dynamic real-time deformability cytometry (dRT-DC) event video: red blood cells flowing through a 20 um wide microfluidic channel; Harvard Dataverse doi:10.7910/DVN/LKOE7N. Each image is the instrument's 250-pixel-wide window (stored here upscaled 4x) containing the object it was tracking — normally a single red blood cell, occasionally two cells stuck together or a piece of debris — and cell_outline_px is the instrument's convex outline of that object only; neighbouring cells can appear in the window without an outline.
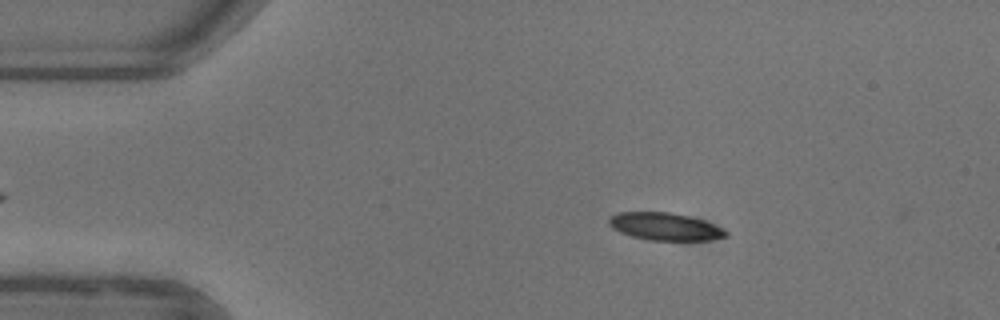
{"species": "common noctule bat (a hibernating species)", "species_latin": "Nyctalus noctula", "temperature_condition": "warm", "stored_images_in_passage": 51, "camera_frame_rate_fps": 3000, "um_per_image_px": 0.085, "animal": {"sex": "female"}, "frame": {"image": 1, "passage_image": 8, "time_ms": 2.333, "image_size_px": [1000, 320], "cell_outline_px": [[728, 236], [708, 240], [648, 240], [632, 236], [620, 232], [612, 228], [608, 224], [608, 220], [612, 216], [620, 212], [672, 212], [704, 220], [724, 228], [728, 232]], "centroid_in_image_um": [56.55, 19.25], "position_along_channel_um": 28.5, "area_um2": 18.79}}
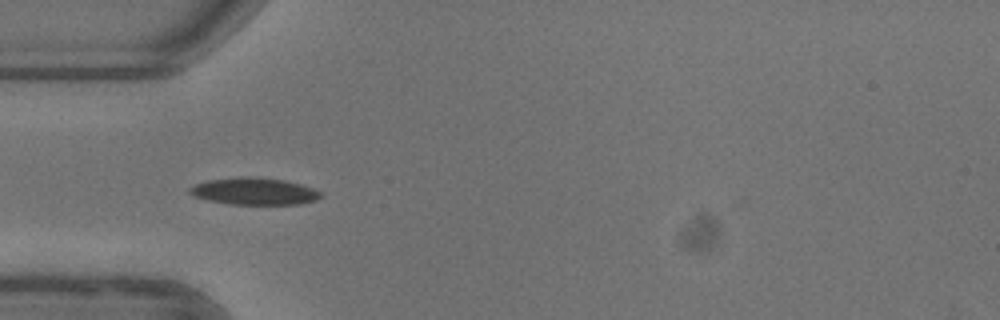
{"frame": {"image": 2, "passage_image": 15, "time_ms": 4.667, "image_size_px": [1000, 320], "cell_outline_px": [[324, 196], [316, 200], [300, 204], [232, 204], [208, 200], [196, 196], [188, 192], [188, 188], [196, 184], [208, 180], [240, 176], [248, 176], [284, 180], [300, 184], [312, 188], [320, 192]], "centroid_in_image_um": [21.62, 16.25], "position_along_channel_um": 63.4, "area_um2": 20.52}}
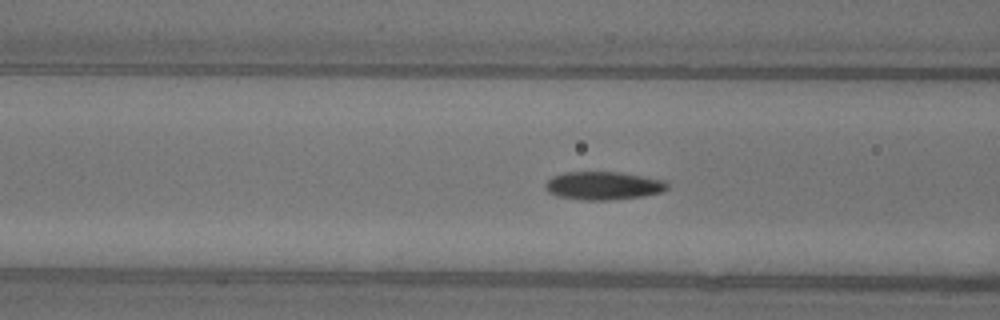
{"frame": {"image": 3, "passage_image": 19, "time_ms": 6.0, "image_size_px": [1000, 320], "cell_outline_px": [[668, 188], [664, 192], [644, 196], [612, 200], [584, 200], [556, 196], [548, 192], [544, 188], [544, 184], [552, 176], [564, 172], [620, 172], [664, 180], [668, 184]], "centroid_in_image_um": [51.27, 15.79], "position_along_channel_um": 115.3, "area_um2": 20.23}, "authors_computed_cell_mechanics": {"area_um2": 19.8254, "velocity_mm_per_s": 3.9123, "shape_relaxation_time_tau1_ms": 4.021, "shape_relaxation_time_tau2_ms": 1.5532, "deformation_change_tau1": 0.1679, "deformation_change_tau2": 0.0509}}